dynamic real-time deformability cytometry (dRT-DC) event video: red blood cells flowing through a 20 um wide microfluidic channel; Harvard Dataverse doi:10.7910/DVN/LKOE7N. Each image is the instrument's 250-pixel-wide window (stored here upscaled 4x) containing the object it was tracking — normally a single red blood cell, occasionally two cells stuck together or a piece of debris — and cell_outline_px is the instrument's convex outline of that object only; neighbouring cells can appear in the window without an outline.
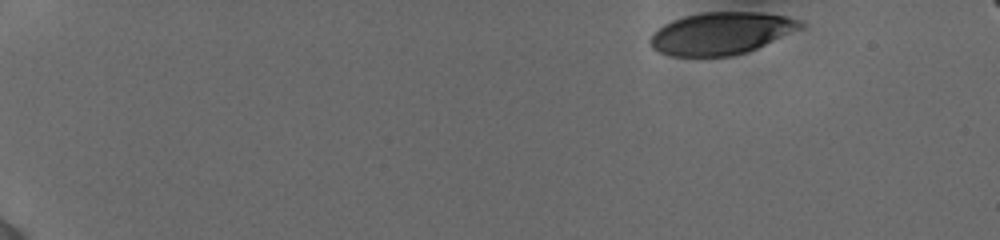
{"species": "human", "species_latin": "Homo sapiens", "temperature_condition": "cold", "stored_images_in_passage": 49, "camera_frame_rate_fps": 3000, "um_per_image_px": 0.085, "donor": {"sex": "female"}, "frame": {"image": 1, "passage_image": 1, "time_ms": 0.0, "image_size_px": [1000, 240], "cell_outline_px": [[804, 28], [748, 52], [732, 56], [672, 56], [660, 52], [652, 48], [648, 44], [648, 40], [664, 24], [672, 20], [684, 16], [704, 12], [760, 12], [788, 16], [804, 20]], "centroid_in_image_um": [61.36, 2.83], "position_along_channel_um": 23.6, "area_um2": 37.28}}
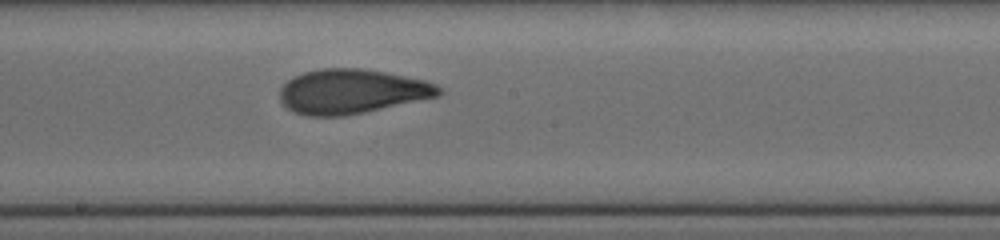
{"frame": {"image": 2, "passage_image": 27, "time_ms": 8.667, "image_size_px": [1000, 240], "cell_outline_px": [[444, 92], [440, 96], [364, 112], [344, 116], [308, 116], [292, 112], [280, 100], [280, 88], [292, 76], [304, 72], [320, 68], [360, 68], [384, 72], [424, 80], [436, 84], [444, 88]], "centroid_in_image_um": [29.9, 7.77], "position_along_channel_um": 218.3, "area_um2": 41.38}}
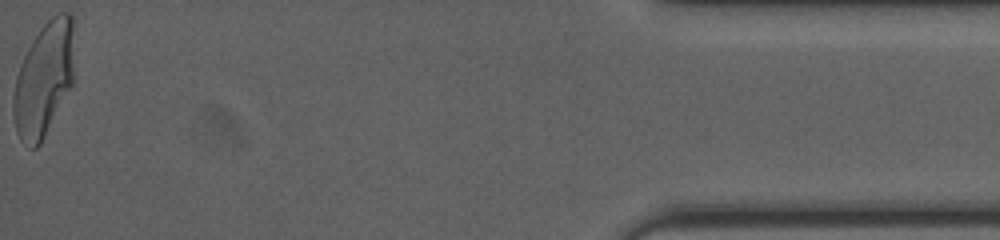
{"frame": {"image": 3, "passage_image": 49, "time_ms": 16.0, "image_size_px": [1000, 240], "cell_outline_px": [[72, 84], [40, 144], [36, 148], [32, 148], [20, 140], [16, 132], [12, 112], [12, 100], [16, 76], [20, 64], [32, 40], [40, 28], [56, 12], [68, 12], [72, 16]], "centroid_in_image_um": [3.68, 6.74], "position_along_channel_um": 431.5, "area_um2": 40.0}, "authors_computed_cell_mechanics": {"area_um2": 40.1132, "velocity_mm_per_s": 3.8783, "shape_relaxation_time_tau1_ms": 4.5643, "shape_relaxation_time_tau2_ms": 1.326, "deformation_change_tau1": 0.1899, "deformation_change_tau2": 0.0856}}